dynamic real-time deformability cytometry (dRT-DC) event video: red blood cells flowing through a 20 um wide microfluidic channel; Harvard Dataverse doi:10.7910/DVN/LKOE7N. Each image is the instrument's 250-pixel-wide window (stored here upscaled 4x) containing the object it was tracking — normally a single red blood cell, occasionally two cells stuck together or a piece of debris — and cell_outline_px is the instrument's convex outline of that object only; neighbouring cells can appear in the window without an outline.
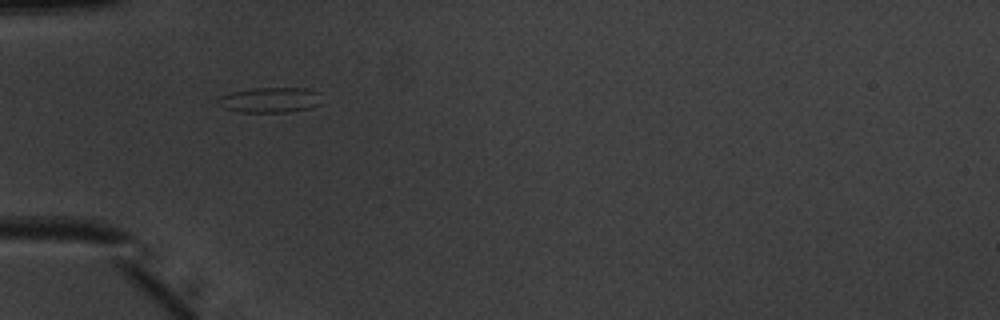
{"species": "common noctule bat (a hibernating species)", "species_latin": "Nyctalus noctula", "temperature_condition": "warm", "stored_images_in_passage": 35, "camera_frame_rate_fps": 3000, "um_per_image_px": 0.085, "animal": {"sex": "male", "body_mass_g": 20.1, "forearm_length_mm": 53.5}, "frame": {"image": 1, "passage_image": 1, "time_ms": 0.0, "image_size_px": [1000, 320], "cell_outline_px": [[320, 104], [312, 108], [288, 112], [236, 112], [224, 108], [216, 100], [220, 96], [232, 92], [252, 88], [308, 88], [320, 92]], "centroid_in_image_um": [22.98, 8.5], "position_along_channel_um": 62.0, "area_um2": 15.43}}
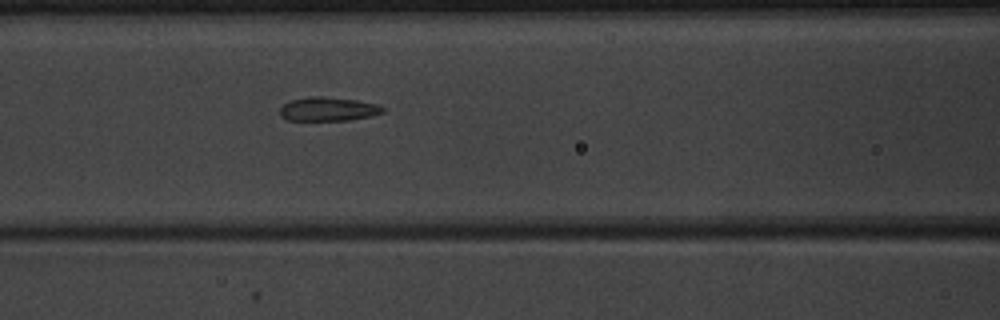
{"frame": {"image": 2, "passage_image": 7, "time_ms": 2.0, "image_size_px": [1000, 320], "cell_outline_px": [[384, 112], [372, 116], [348, 120], [288, 120], [280, 116], [280, 108], [284, 104], [292, 100], [308, 96], [324, 96], [356, 100], [376, 104], [384, 108]], "centroid_in_image_um": [27.89, 9.27], "position_along_channel_um": 138.7, "area_um2": 14.28}}
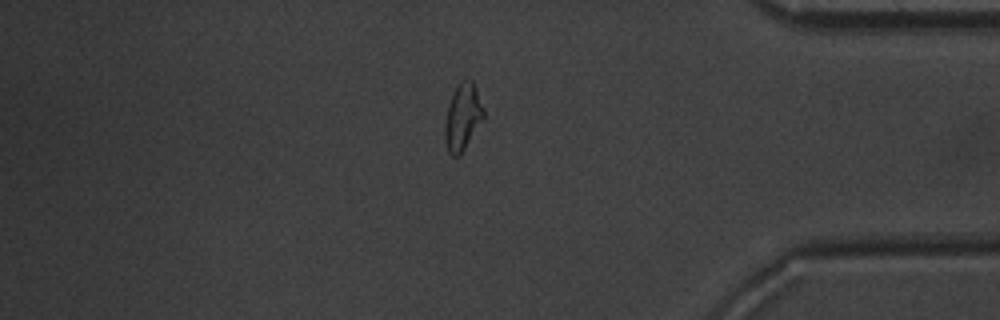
{"frame": {"image": 3, "passage_image": 28, "time_ms": 9.0, "image_size_px": [1000, 320], "cell_outline_px": [[484, 120], [460, 156], [452, 156], [448, 152], [444, 140], [444, 124], [448, 108], [456, 84], [460, 80], [472, 80], [476, 88], [484, 108]], "centroid_in_image_um": [39.34, 9.97], "position_along_channel_um": 395.9, "area_um2": 15.32}, "authors_computed_cell_mechanics": {"area_um2": 14.6812, "velocity_mm_per_s": 4.0135, "shape_relaxation_time_tau1_ms": 6.58, "shape_relaxation_time_tau2_ms": 1.2415, "deformation_change_tau1": 0.1927, "deformation_change_tau2": 0.1051}}